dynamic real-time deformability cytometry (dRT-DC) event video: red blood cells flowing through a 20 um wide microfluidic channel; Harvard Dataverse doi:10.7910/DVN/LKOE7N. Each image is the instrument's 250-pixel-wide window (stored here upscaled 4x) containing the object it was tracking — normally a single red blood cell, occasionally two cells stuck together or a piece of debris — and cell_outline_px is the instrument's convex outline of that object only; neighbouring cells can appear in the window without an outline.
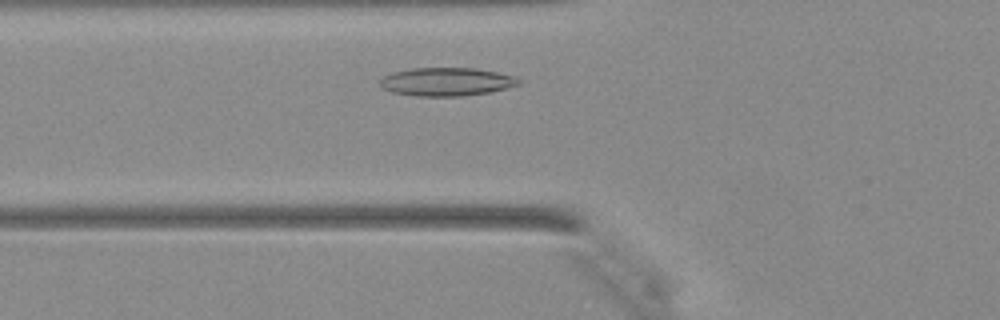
{"species": "Egyptian fruit bat (a non-hibernating species)", "species_latin": "Rousettus aegyptiacus", "temperature_condition": "warm", "stored_images_in_passage": 33, "camera_frame_rate_fps": 3000, "um_per_image_px": 0.085, "animal": {"sex": "female"}, "frame": {"image": 1, "passage_image": 6, "time_ms": 1.667, "image_size_px": [1000, 320], "cell_outline_px": [[520, 84], [508, 88], [488, 92], [460, 96], [412, 96], [392, 92], [384, 88], [380, 84], [380, 80], [384, 76], [392, 72], [412, 68], [476, 68], [516, 76], [520, 80]], "centroid_in_image_um": [37.96, 6.95], "position_along_channel_um": 87.8, "area_um2": 22.89}}
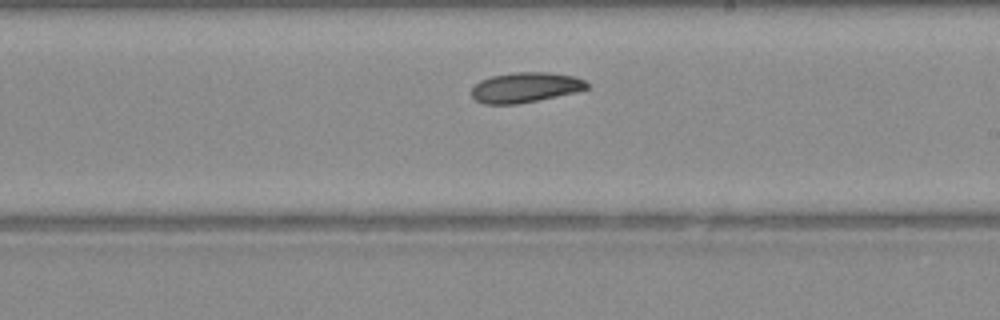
{"frame": {"image": 2, "passage_image": 16, "time_ms": 5.0, "image_size_px": [1000, 320], "cell_outline_px": [[588, 88], [556, 96], [516, 104], [484, 104], [476, 100], [472, 96], [472, 88], [480, 80], [492, 76], [512, 72], [548, 72], [572, 76], [584, 80], [588, 84]], "centroid_in_image_um": [44.61, 7.42], "position_along_channel_um": 244.4, "area_um2": 19.94}}
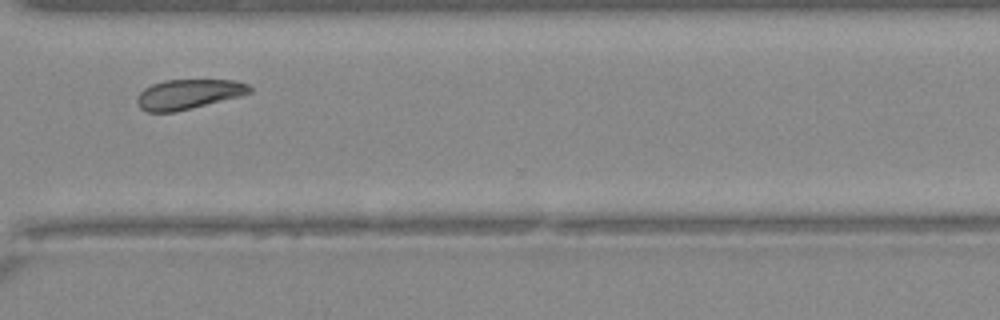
{"frame": {"image": 3, "passage_image": 23, "time_ms": 7.333, "image_size_px": [1000, 320], "cell_outline_px": [[252, 92], [240, 96], [176, 112], [148, 112], [140, 108], [136, 104], [136, 100], [140, 92], [144, 88], [152, 84], [164, 80], [236, 80], [248, 84], [252, 88]], "centroid_in_image_um": [16.01, 8.01], "position_along_channel_um": 354.6, "area_um2": 19.65}}